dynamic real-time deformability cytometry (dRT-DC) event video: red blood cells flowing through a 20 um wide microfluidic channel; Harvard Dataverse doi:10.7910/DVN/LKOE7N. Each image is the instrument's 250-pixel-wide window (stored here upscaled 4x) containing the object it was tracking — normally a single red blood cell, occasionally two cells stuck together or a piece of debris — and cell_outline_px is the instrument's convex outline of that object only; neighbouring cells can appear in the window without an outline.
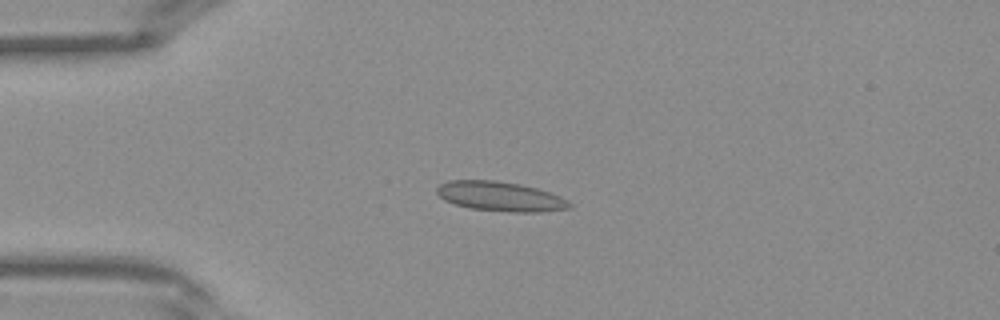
{"species": "Egyptian fruit bat (a non-hibernating species)", "species_latin": "Rousettus aegyptiacus", "temperature_condition": "warm", "stored_images_in_passage": 35, "camera_frame_rate_fps": 3000, "um_per_image_px": 0.085, "frame": {"image": 1, "passage_image": 5, "time_ms": 1.333, "image_size_px": [1000, 320], "cell_outline_px": [[572, 208], [540, 212], [512, 212], [468, 208], [444, 200], [436, 192], [436, 188], [440, 184], [448, 180], [496, 180], [520, 184], [536, 188], [560, 196], [568, 200], [572, 204]], "centroid_in_image_um": [42.53, 16.69], "position_along_channel_um": 42.5, "area_um2": 22.95}}
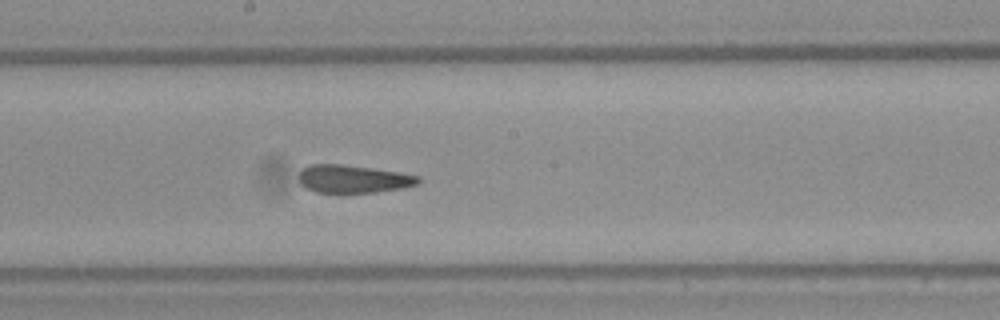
{"frame": {"image": 2, "passage_image": 17, "time_ms": 5.333, "image_size_px": [1000, 320], "cell_outline_px": [[420, 184], [400, 188], [376, 192], [316, 192], [304, 188], [300, 184], [300, 172], [304, 168], [312, 164], [340, 164], [372, 168], [400, 172], [420, 176]], "centroid_in_image_um": [30.04, 15.21], "position_along_channel_um": 218.2, "area_um2": 19.31}}
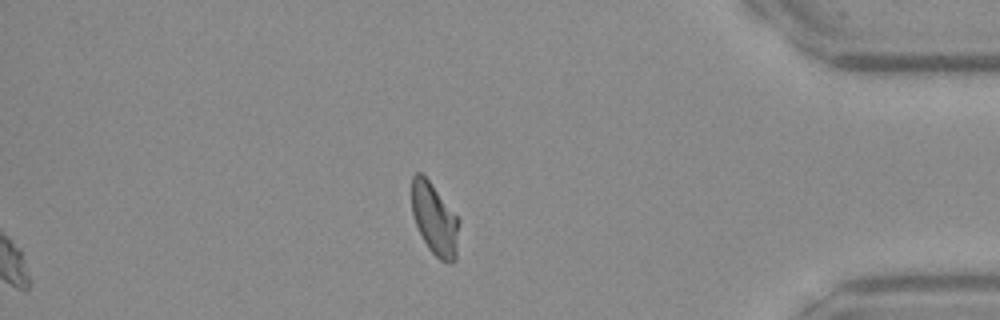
{"frame": {"image": 3, "passage_image": 30, "time_ms": 9.667, "image_size_px": [1000, 320], "cell_outline_px": [[460, 220], [456, 260], [448, 264], [440, 260], [428, 248], [416, 224], [412, 212], [412, 176], [416, 172], [420, 172], [432, 184]], "centroid_in_image_um": [36.96, 18.65], "position_along_channel_um": 398.2, "area_um2": 19.71}}